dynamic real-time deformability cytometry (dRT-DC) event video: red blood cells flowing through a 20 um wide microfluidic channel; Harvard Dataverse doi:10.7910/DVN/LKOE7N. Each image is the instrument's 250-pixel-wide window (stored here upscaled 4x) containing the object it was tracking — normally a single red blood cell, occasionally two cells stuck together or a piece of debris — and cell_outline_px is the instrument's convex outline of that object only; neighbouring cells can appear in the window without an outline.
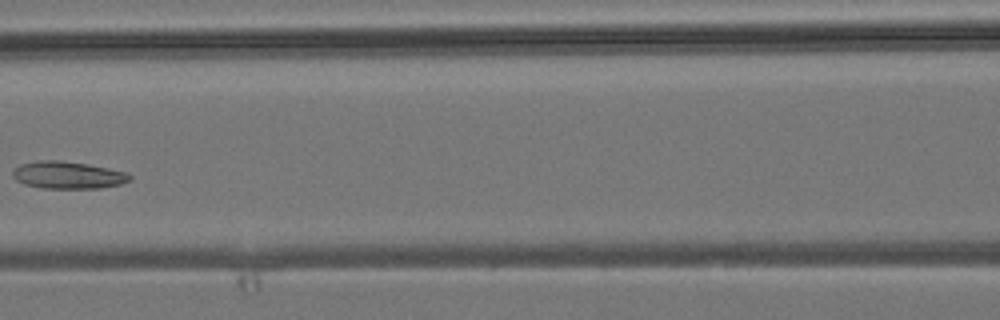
{"species": "common noctule bat (a hibernating species)", "species_latin": "Nyctalus noctula", "temperature_condition": "room temperature", "stored_images_in_passage": 8, "camera_frame_rate_fps": 3000, "um_per_image_px": 0.085, "animal": {"sex": "male", "body_mass_g": 19.2, "forearm_length_mm": 51.8}, "frame": {"image": 1, "passage_image": 7, "time_ms": 7.0, "image_size_px": [1000, 320], "cell_outline_px": [[132, 180], [120, 184], [100, 188], [40, 188], [24, 184], [16, 180], [12, 176], [12, 172], [20, 164], [36, 160], [60, 160], [88, 164], [108, 168], [124, 172], [132, 176]], "centroid_in_image_um": [5.75, 14.88], "position_along_channel_um": 160.9, "area_um2": 18.67}}
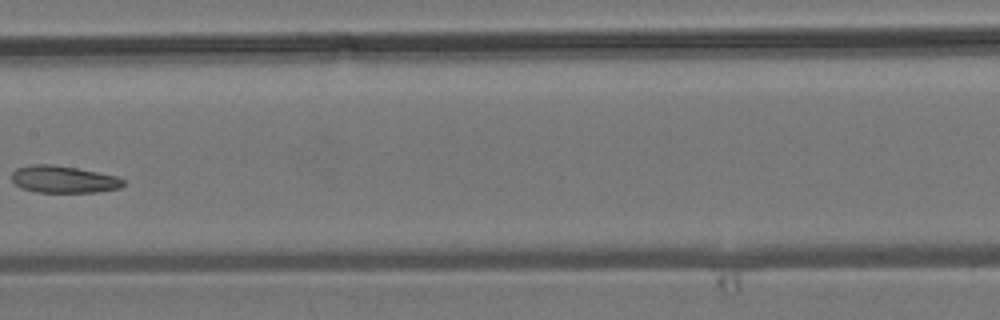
{"frame": {"image": 2, "passage_image": 8, "time_ms": 8.0, "image_size_px": [1000, 320], "cell_outline_px": [[124, 184], [120, 188], [96, 192], [36, 192], [20, 188], [12, 180], [12, 172], [16, 168], [32, 164], [52, 164], [76, 168], [116, 176], [124, 180]], "centroid_in_image_um": [5.37, 15.24], "position_along_channel_um": 202.0, "area_um2": 17.57}}